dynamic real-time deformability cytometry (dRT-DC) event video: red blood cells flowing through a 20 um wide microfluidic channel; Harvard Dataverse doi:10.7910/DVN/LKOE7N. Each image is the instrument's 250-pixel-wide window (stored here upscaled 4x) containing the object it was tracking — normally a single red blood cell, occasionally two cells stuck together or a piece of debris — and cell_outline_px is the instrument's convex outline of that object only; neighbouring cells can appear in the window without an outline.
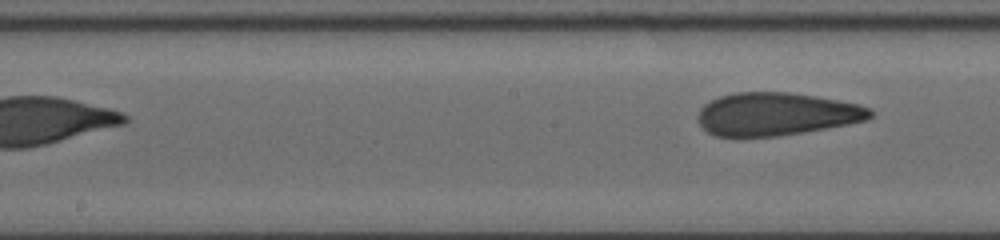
{"species": "human", "species_latin": "Homo sapiens", "temperature_condition": "cold", "stored_images_in_passage": 25, "segment_of_instrument_passage": [2, 2], "camera_frame_rate_fps": 3000, "um_per_image_px": 0.085, "donor": {"sex": "female"}, "frame": {"image": 1, "passage_image": 25, "time_ms": 8.0, "image_size_px": [1000, 240], "cell_outline_px": [[872, 116], [868, 120], [848, 124], [776, 136], [716, 136], [708, 132], [696, 120], [696, 116], [700, 108], [704, 104], [720, 96], [736, 92], [788, 92], [816, 96], [860, 104], [872, 108]], "centroid_in_image_um": [65.99, 9.68], "position_along_channel_um": 182.2, "area_um2": 43.0}}